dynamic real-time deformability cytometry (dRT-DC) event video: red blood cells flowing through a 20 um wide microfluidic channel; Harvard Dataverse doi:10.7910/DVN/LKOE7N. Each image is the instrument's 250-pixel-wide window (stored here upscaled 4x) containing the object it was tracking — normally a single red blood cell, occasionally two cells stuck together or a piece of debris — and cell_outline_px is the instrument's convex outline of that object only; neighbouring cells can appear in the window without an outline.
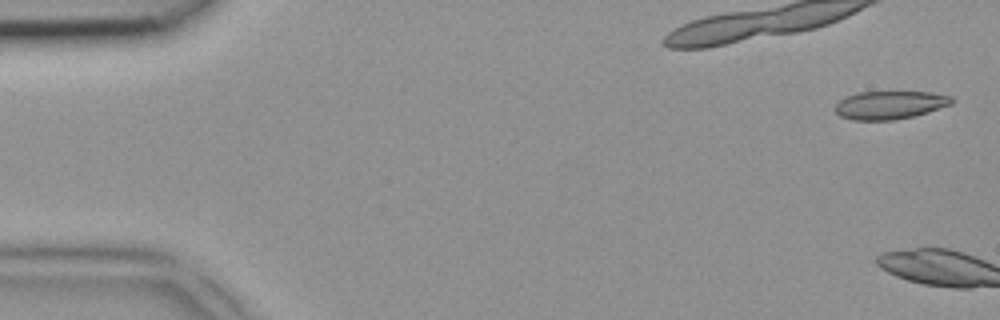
{"species": "common noctule bat (a hibernating species)", "species_latin": "Nyctalus noctula", "temperature_condition": "room temperature", "stored_images_in_passage": 5, "camera_frame_rate_fps": 3000, "um_per_image_px": 0.085, "animal": {"sex": "female", "body_mass_g": 18.4}, "frame": {"image": 1, "passage_image": 1, "time_ms": 0.0, "image_size_px": [1000, 320], "cell_outline_px": [[956, 100], [952, 104], [928, 112], [912, 116], [892, 120], [852, 120], [840, 116], [832, 108], [844, 96], [856, 92], [932, 92], [952, 96]], "centroid_in_image_um": [75.62, 8.92], "position_along_channel_um": 9.4, "area_um2": 19.36}}